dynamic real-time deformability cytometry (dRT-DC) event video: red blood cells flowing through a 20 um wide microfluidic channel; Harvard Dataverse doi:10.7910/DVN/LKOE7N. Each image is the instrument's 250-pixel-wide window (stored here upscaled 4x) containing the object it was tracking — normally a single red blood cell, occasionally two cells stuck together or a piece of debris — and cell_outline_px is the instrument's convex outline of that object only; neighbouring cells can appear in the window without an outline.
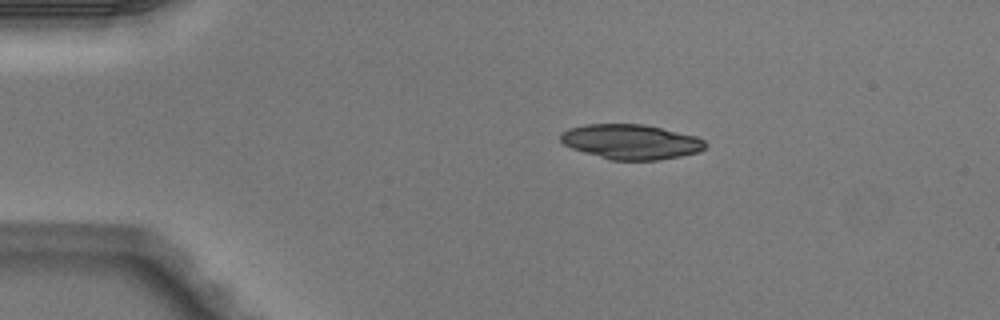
{"species": "Egyptian fruit bat (a non-hibernating species)", "species_latin": "Rousettus aegyptiacus", "temperature_condition": "warm", "stored_images_in_passage": 2, "camera_frame_rate_fps": 3000, "um_per_image_px": 0.085, "animal": {"sex": "male"}, "frame": {"image": 1, "passage_image": 1, "time_ms": 0.0, "image_size_px": [1000, 320], "cell_outline_px": [[708, 144], [700, 152], [660, 160], [612, 160], [584, 152], [572, 148], [564, 144], [560, 140], [560, 132], [568, 128], [584, 124], [644, 124], [696, 136], [704, 140]], "centroid_in_image_um": [53.63, 12.04], "position_along_channel_um": 31.4, "area_um2": 29.48}}